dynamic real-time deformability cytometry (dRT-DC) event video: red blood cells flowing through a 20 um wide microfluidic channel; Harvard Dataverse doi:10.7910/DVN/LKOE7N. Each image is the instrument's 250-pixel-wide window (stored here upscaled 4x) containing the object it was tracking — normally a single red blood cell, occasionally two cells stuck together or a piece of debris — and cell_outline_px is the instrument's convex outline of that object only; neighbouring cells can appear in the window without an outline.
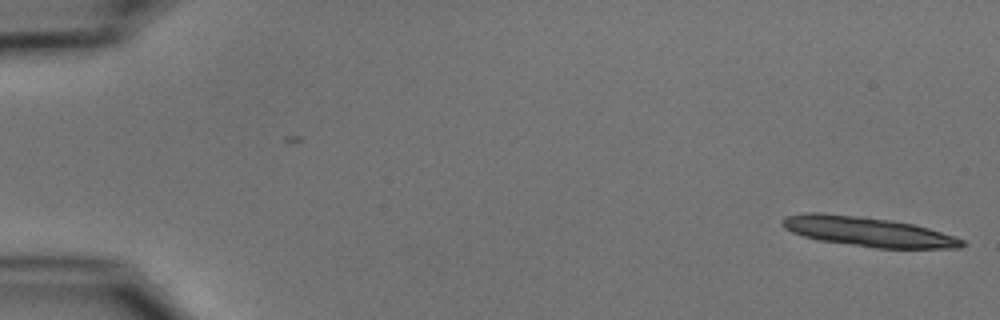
{"species": "common noctule bat (a hibernating species)", "species_latin": "Nyctalus noctula", "temperature_condition": "cold", "stored_images_in_passage": 7, "camera_frame_rate_fps": 3000, "um_per_image_px": 0.085, "animal": {"sex": "male", "body_mass_g": 15.6}, "frame": {"image": 1, "passage_image": 1, "time_ms": 0.0, "image_size_px": [1000, 320], "cell_outline_px": [[968, 244], [960, 248], [876, 248], [820, 240], [804, 236], [792, 232], [784, 228], [780, 224], [780, 220], [784, 216], [804, 212], [824, 212], [892, 220], [912, 224], [928, 228], [964, 240]], "centroid_in_image_um": [73.72, 19.68], "position_along_channel_um": 11.3, "area_um2": 31.04}}
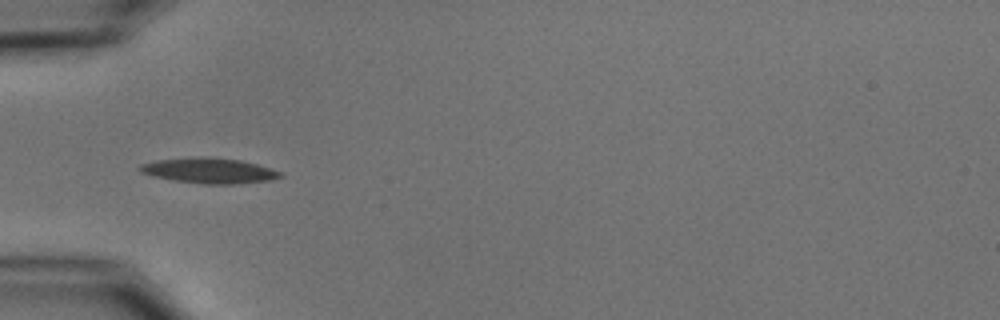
{"frame": {"image": 2, "passage_image": 5, "time_ms": 5.667, "image_size_px": [1000, 320], "cell_outline_px": [[284, 176], [272, 180], [232, 184], [204, 184], [176, 180], [152, 176], [140, 172], [136, 168], [140, 164], [156, 160], [196, 156], [208, 156], [240, 160], [256, 164], [280, 172]], "centroid_in_image_um": [17.73, 14.49], "position_along_channel_um": 67.3, "area_um2": 20.81}}